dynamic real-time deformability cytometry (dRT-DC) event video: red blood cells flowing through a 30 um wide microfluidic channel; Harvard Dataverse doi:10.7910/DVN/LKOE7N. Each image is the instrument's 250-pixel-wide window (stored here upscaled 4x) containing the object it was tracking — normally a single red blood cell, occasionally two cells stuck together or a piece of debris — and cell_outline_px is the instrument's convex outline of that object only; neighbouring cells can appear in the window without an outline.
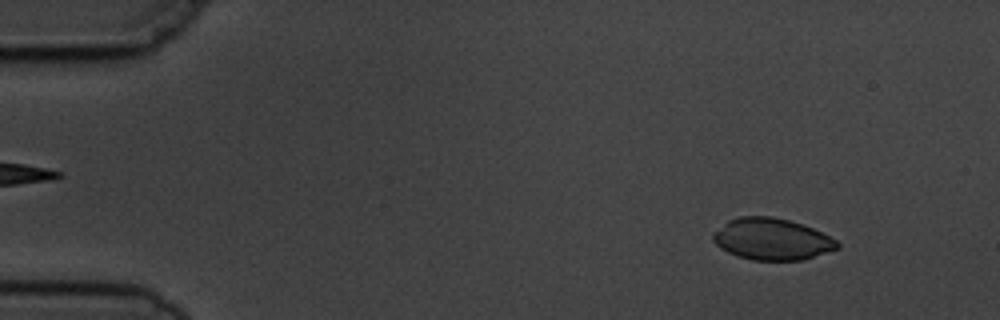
{"species": "common noctule bat (a hibernating species)", "species_latin": "Nyctalus noctula", "temperature_condition": "cold", "stored_images_in_passage": 4, "camera_frame_rate_fps": 3000, "um_per_image_px": 0.085, "animal": {"sex": "male", "body_mass_g": 19.5, "forearm_length_mm": 54.6}, "frame": {"image": 1, "passage_image": 1, "time_ms": 0.0, "image_size_px": [1000, 320], "cell_outline_px": [[840, 248], [804, 260], [752, 260], [736, 256], [720, 248], [712, 240], [712, 236], [728, 220], [740, 216], [772, 216], [788, 220], [812, 228], [836, 240], [840, 244]], "centroid_in_image_um": [65.61, 20.34], "position_along_channel_um": 19.4, "area_um2": 30.0}}